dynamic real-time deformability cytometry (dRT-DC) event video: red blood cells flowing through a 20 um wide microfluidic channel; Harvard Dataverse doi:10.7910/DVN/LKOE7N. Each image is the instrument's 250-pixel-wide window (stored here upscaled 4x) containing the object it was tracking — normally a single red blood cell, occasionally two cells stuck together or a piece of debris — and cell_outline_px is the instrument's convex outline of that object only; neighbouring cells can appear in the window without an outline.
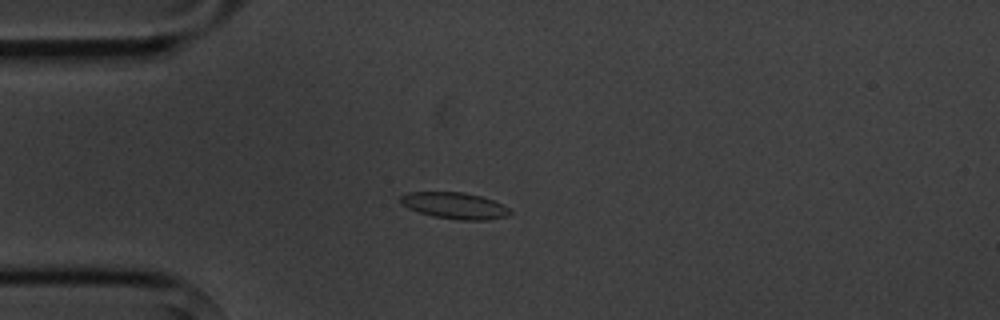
{"species": "common noctule bat (a hibernating species)", "species_latin": "Nyctalus noctula", "temperature_condition": "cold", "stored_images_in_passage": 4, "camera_frame_rate_fps": 3000, "um_per_image_px": 0.085, "animal": {"sex": "male", "body_mass_g": 20.1, "forearm_length_mm": 53.5}, "frame": {"image": 1, "passage_image": 4, "time_ms": 4.333, "image_size_px": [1000, 320], "cell_outline_px": [[512, 212], [508, 216], [488, 220], [460, 220], [432, 216], [408, 208], [400, 204], [400, 196], [408, 192], [464, 192], [480, 196], [492, 200], [508, 208]], "centroid_in_image_um": [38.63, 17.48], "position_along_channel_um": 46.4, "area_um2": 16.82}}